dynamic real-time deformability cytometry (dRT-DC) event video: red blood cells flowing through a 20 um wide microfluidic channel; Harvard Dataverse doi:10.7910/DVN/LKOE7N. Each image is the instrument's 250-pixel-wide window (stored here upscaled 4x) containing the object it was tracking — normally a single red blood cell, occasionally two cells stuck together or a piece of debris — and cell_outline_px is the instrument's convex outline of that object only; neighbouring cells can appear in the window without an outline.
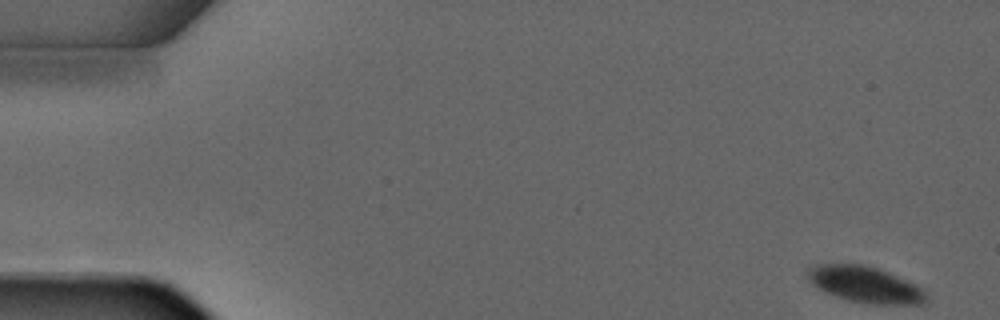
{"species": "common noctule bat (a hibernating species)", "species_latin": "Nyctalus noctula", "temperature_condition": "warm", "stored_images_in_passage": 4, "camera_frame_rate_fps": 3000, "um_per_image_px": 0.085, "animal": {"sex": "male", "forearm_length_mm": 52.5}, "frame": {"image": 1, "passage_image": 1, "time_ms": 0.0, "image_size_px": [1000, 320], "cell_outline_px": [[928, 300], [924, 304], [872, 304], [848, 300], [824, 292], [816, 288], [808, 280], [804, 272], [804, 268], [812, 264], [868, 264], [880, 268], [916, 284], [924, 292]], "centroid_in_image_um": [73.46, 24.16], "position_along_channel_um": 11.5, "area_um2": 25.55}}
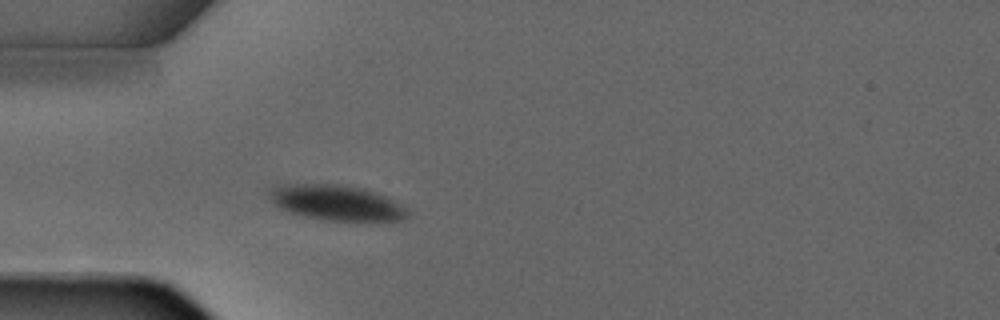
{"frame": {"image": 2, "passage_image": 4, "time_ms": 3.667, "image_size_px": [1000, 320], "cell_outline_px": [[408, 216], [400, 220], [328, 220], [308, 216], [292, 212], [280, 208], [264, 192], [264, 188], [272, 184], [340, 184], [364, 188], [388, 196], [396, 200], [408, 212]], "centroid_in_image_um": [28.53, 17.18], "position_along_channel_um": 56.5, "area_um2": 28.61}}